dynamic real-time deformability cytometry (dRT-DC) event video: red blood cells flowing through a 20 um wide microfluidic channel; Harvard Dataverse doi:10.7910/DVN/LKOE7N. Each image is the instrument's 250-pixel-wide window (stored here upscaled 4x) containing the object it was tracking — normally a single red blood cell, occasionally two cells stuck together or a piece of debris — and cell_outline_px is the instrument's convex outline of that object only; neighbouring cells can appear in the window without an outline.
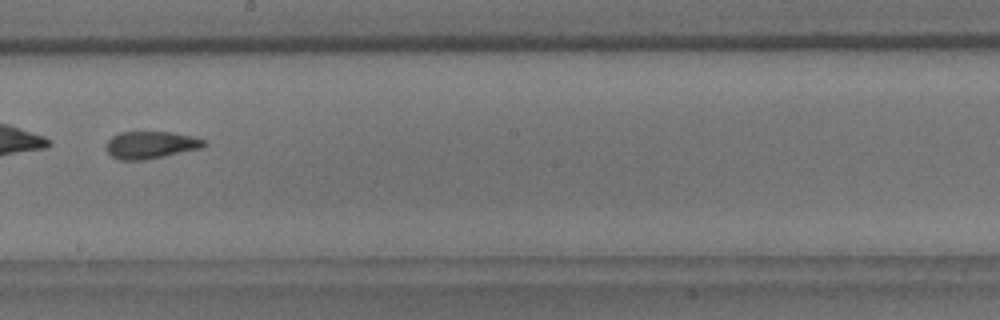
{"species": "common noctule bat (a hibernating species)", "species_latin": "Nyctalus noctula", "temperature_condition": "room temperature", "stored_images_in_passage": 9, "camera_frame_rate_fps": 3000, "um_per_image_px": 0.085, "animal": {"sex": "male", "body_mass_g": 18.8}, "frame": {"image": 1, "passage_image": 9, "time_ms": 10.0, "image_size_px": [1000, 320], "cell_outline_px": [[208, 144], [204, 148], [144, 160], [120, 160], [112, 156], [108, 152], [108, 140], [112, 136], [120, 132], [172, 132], [192, 136], [208, 140]], "centroid_in_image_um": [12.9, 12.31], "position_along_channel_um": 235.3, "area_um2": 15.66}}